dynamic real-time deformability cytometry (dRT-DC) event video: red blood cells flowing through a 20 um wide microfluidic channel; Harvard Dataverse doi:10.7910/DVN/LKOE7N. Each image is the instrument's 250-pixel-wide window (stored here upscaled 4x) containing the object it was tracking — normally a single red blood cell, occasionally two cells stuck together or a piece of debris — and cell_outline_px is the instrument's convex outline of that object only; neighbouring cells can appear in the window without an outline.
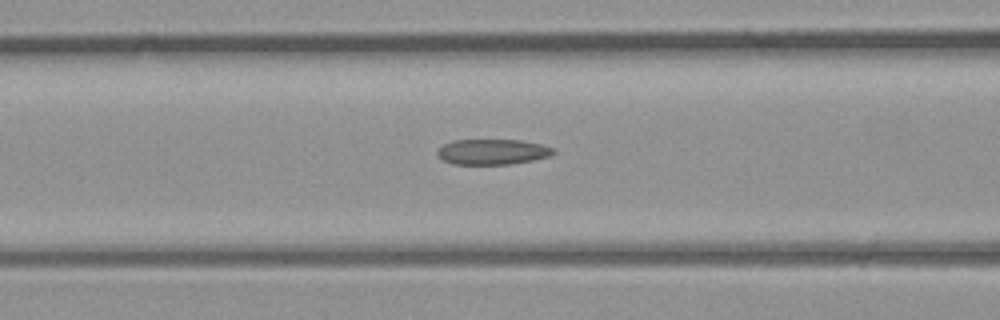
{"species": "common noctule bat (a hibernating species)", "species_latin": "Nyctalus noctula", "temperature_condition": "room temperature", "stored_images_in_passage": 18, "camera_frame_rate_fps": 3000, "um_per_image_px": 0.085, "animal": {"sex": "male", "body_mass_g": 23.1, "forearm_length_mm": 52.7}, "frame": {"image": 1, "passage_image": 13, "time_ms": 4.0, "image_size_px": [1000, 320], "cell_outline_px": [[556, 152], [552, 156], [532, 160], [508, 164], [452, 164], [444, 160], [436, 152], [444, 144], [452, 140], [520, 140], [540, 144], [556, 148]], "centroid_in_image_um": [41.91, 12.9], "position_along_channel_um": 124.7, "area_um2": 17.17}}
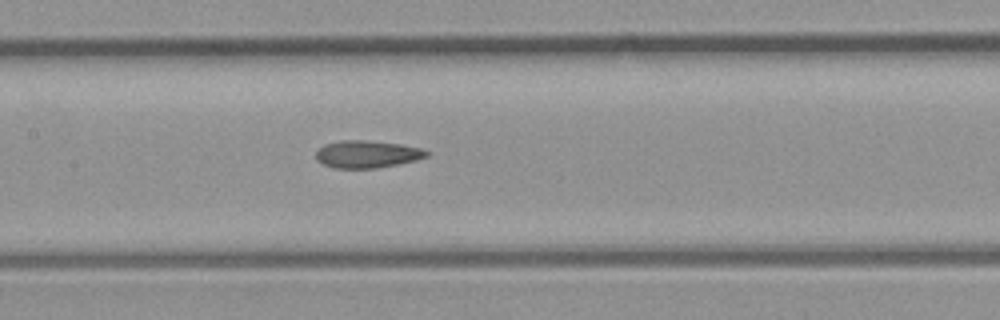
{"frame": {"image": 2, "passage_image": 16, "time_ms": 5.0, "image_size_px": [1000, 320], "cell_outline_px": [[428, 156], [416, 160], [400, 164], [376, 168], [336, 168], [324, 164], [316, 160], [316, 152], [324, 144], [340, 140], [364, 140], [400, 144], [420, 148], [428, 152]], "centroid_in_image_um": [31.19, 13.1], "position_along_channel_um": 176.2, "area_um2": 17.57}}